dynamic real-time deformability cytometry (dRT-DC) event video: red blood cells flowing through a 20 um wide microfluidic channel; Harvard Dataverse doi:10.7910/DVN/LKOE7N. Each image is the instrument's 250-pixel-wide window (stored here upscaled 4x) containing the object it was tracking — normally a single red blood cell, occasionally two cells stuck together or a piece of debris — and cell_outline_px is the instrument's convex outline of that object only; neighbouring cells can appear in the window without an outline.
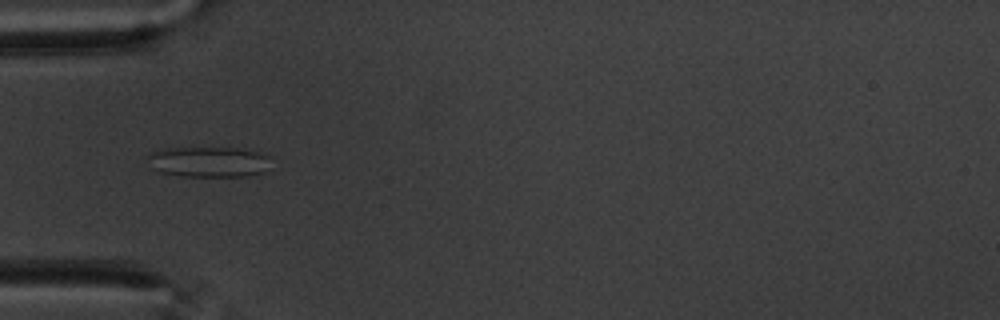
{"species": "common noctule bat (a hibernating species)", "species_latin": "Nyctalus noctula", "temperature_condition": "warm", "stored_images_in_passage": 57, "camera_frame_rate_fps": 3000, "um_per_image_px": 0.085, "animal": {"sex": "male", "body_mass_g": 20.1, "forearm_length_mm": 53.5}, "frame": {"image": 1, "passage_image": 18, "time_ms": 5.667, "image_size_px": [1000, 320], "cell_outline_px": [[268, 156], [264, 172], [248, 176], [184, 176], [160, 172], [152, 168], [144, 156], [148, 152], [164, 148], [236, 148], [256, 152]], "centroid_in_image_um": [17.61, 13.75], "position_along_channel_um": 67.4, "area_um2": 21.79}}
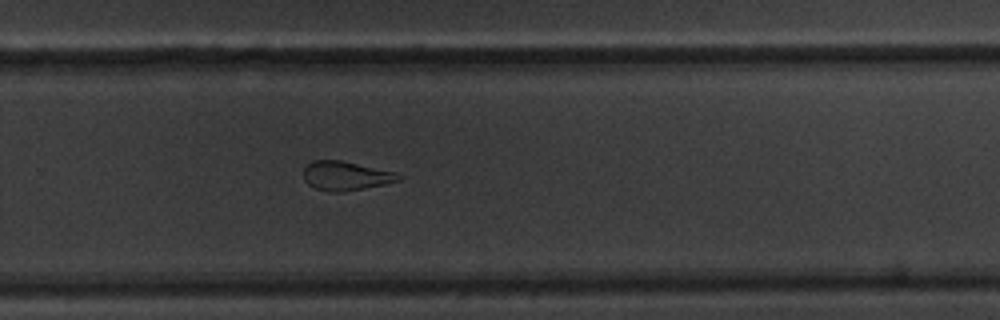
{"frame": {"image": 2, "passage_image": 38, "time_ms": 12.333, "image_size_px": [1000, 320], "cell_outline_px": [[404, 176], [400, 180], [384, 184], [344, 192], [332, 192], [316, 188], [308, 184], [304, 180], [304, 168], [308, 164], [316, 160], [340, 160], [396, 172]], "centroid_in_image_um": [29.41, 14.95], "position_along_channel_um": 300.4, "area_um2": 16.01}}
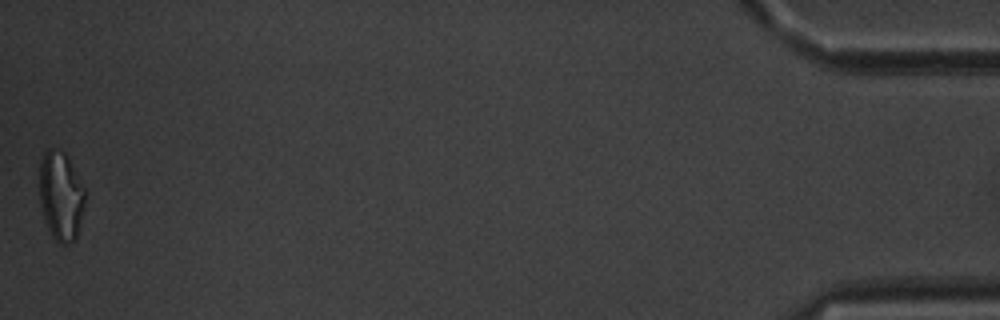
{"frame": {"image": 3, "passage_image": 57, "time_ms": 18.667, "image_size_px": [1000, 320], "cell_outline_px": [[84, 204], [76, 240], [68, 244], [60, 244], [52, 236], [48, 228], [40, 204], [40, 160], [44, 152], [48, 148], [52, 148], [64, 152], [68, 156], [84, 188]], "centroid_in_image_um": [5.17, 16.64], "position_along_channel_um": 430.0, "area_um2": 23.52}, "authors_computed_cell_mechanics": {"area_um2": 20.519, "velocity_mm_per_s": 3.4949, "shape_relaxation_time_tau1_ms": null, "shape_relaxation_time_tau2_ms": 2.5667, "deformation_change_tau1": null, "deformation_change_tau2": 0.1207}}